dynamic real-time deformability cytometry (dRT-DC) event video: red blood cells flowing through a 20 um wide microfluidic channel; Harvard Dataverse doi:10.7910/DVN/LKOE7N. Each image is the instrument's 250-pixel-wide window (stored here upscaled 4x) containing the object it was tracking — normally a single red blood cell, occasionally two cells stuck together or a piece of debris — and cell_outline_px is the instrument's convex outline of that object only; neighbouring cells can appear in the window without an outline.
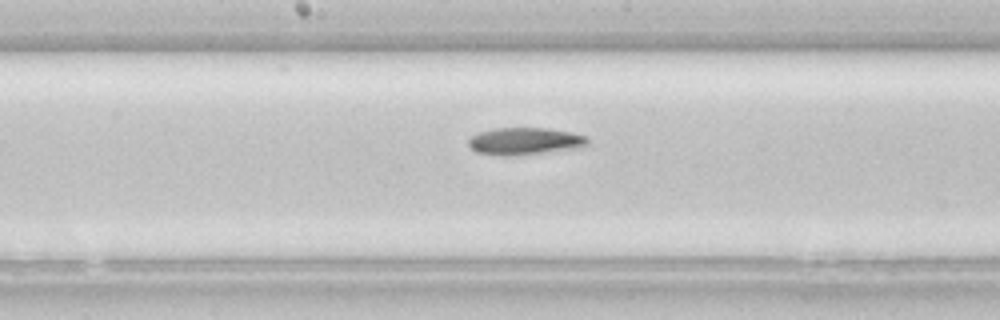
{"species": "common noctule bat (a hibernating species)", "species_latin": "Nyctalus noctula", "temperature_condition": "room temperature", "stored_images_in_passage": 33, "camera_frame_rate_fps": 3000, "um_per_image_px": 0.085, "animal": {"sex": "female", "body_mass_g": 22.7, "forearm_length_mm": 54.2}, "frame": {"image": 1, "passage_image": 19, "time_ms": 6.0, "image_size_px": [1000, 320], "cell_outline_px": [[588, 144], [580, 148], [516, 156], [500, 156], [476, 152], [468, 144], [468, 140], [472, 136], [480, 132], [496, 128], [544, 128], [572, 132], [588, 136]], "centroid_in_image_um": [44.64, 12.01], "position_along_channel_um": 203.6, "area_um2": 19.07}}